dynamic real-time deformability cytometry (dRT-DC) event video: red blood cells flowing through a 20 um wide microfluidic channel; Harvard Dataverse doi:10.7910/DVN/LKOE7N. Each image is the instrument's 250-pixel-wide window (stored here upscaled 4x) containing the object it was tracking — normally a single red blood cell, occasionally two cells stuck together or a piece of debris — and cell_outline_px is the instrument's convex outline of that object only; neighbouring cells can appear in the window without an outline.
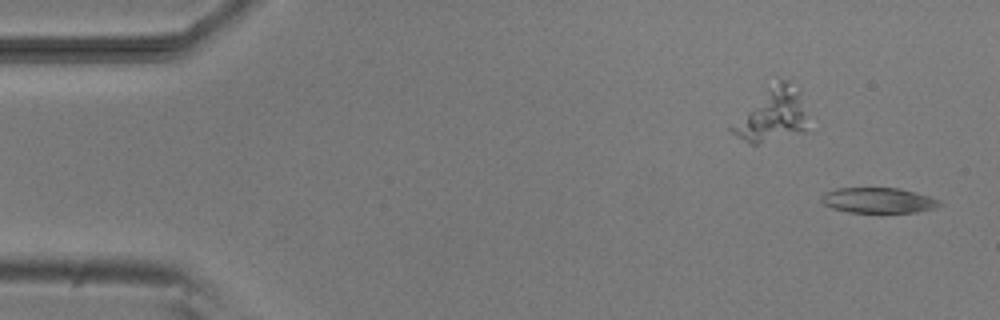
{"species": "common noctule bat (a hibernating species)", "species_latin": "Nyctalus noctula", "temperature_condition": "room temperature", "stored_images_in_passage": 6, "camera_frame_rate_fps": 3000, "um_per_image_px": 0.085, "animal": {"sex": "male", "body_mass_g": 20.5, "forearm_length_mm": 52.5}, "frame": {"image": 1, "passage_image": 1, "time_ms": 0.0, "image_size_px": [1000, 320], "cell_outline_px": [[944, 204], [936, 208], [916, 212], [848, 212], [832, 208], [824, 204], [820, 200], [820, 196], [824, 192], [836, 188], [900, 188], [916, 192], [940, 200]], "centroid_in_image_um": [74.66, 17.02], "position_along_channel_um": 10.3, "area_um2": 17.63}}
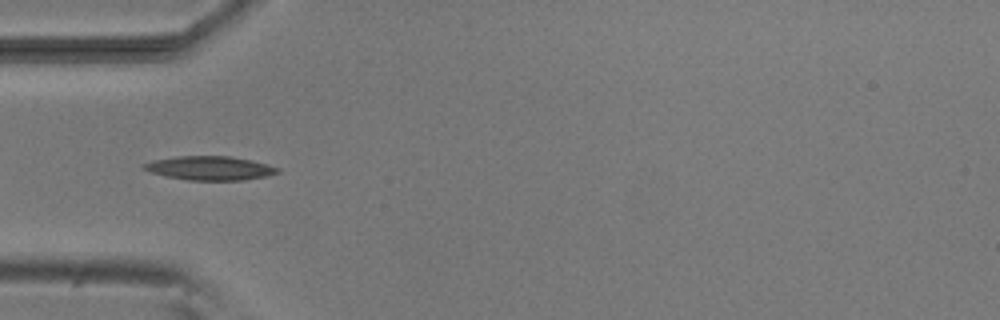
{"frame": {"image": 2, "passage_image": 5, "time_ms": 4.667, "image_size_px": [1000, 320], "cell_outline_px": [[280, 172], [268, 176], [244, 180], [188, 180], [164, 176], [140, 168], [140, 164], [152, 160], [176, 156], [228, 156], [268, 164], [280, 168]], "centroid_in_image_um": [17.8, 14.29], "position_along_channel_um": 67.2, "area_um2": 18.79}}
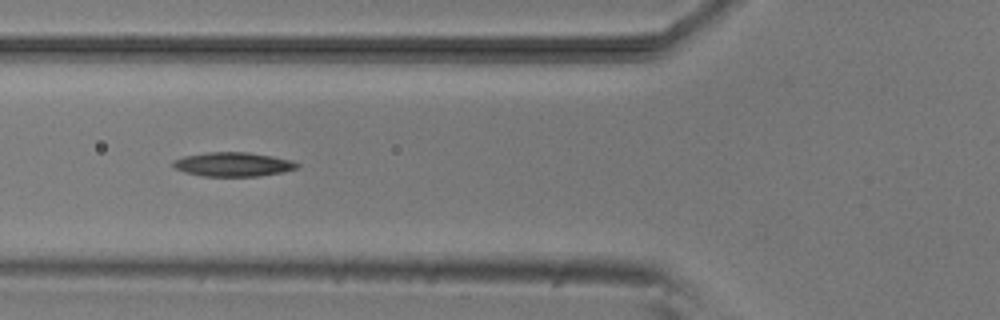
{"frame": {"image": 3, "passage_image": 6, "time_ms": 5.667, "image_size_px": [1000, 320], "cell_outline_px": [[300, 168], [284, 172], [260, 176], [200, 176], [184, 172], [176, 168], [172, 164], [172, 160], [184, 156], [208, 152], [248, 152], [272, 156], [292, 160], [300, 164]], "centroid_in_image_um": [19.84, 13.97], "position_along_channel_um": 106.0, "area_um2": 17.63}}